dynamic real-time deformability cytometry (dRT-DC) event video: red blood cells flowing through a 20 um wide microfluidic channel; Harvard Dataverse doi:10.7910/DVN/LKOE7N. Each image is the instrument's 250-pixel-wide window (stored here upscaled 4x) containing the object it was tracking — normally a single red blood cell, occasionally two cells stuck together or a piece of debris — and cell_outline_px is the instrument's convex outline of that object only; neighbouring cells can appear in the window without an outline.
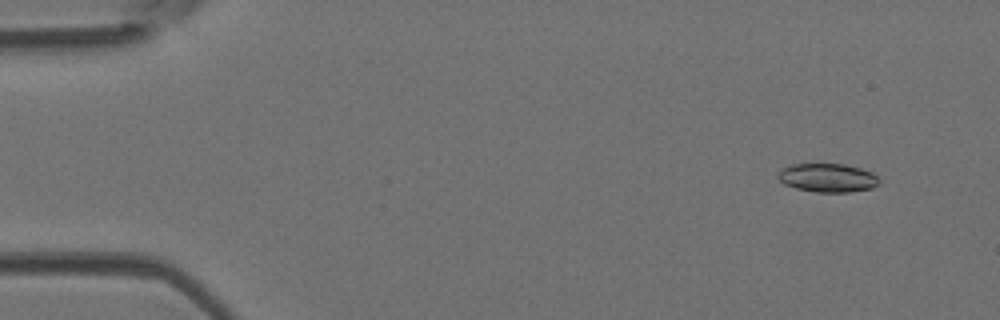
{"species": "Egyptian fruit bat (a non-hibernating species)", "species_latin": "Rousettus aegyptiacus", "temperature_condition": "room temperature", "stored_images_in_passage": 48, "camera_frame_rate_fps": 3000, "um_per_image_px": 0.085, "animal": {"sex": "female"}, "frame": {"image": 1, "passage_image": 4, "time_ms": 1.0, "image_size_px": [1000, 320], "cell_outline_px": [[880, 180], [872, 188], [848, 192], [816, 192], [796, 188], [784, 184], [776, 176], [788, 164], [844, 164], [860, 168], [872, 172]], "centroid_in_image_um": [70.34, 15.11], "position_along_channel_um": 14.7, "area_um2": 16.76}}
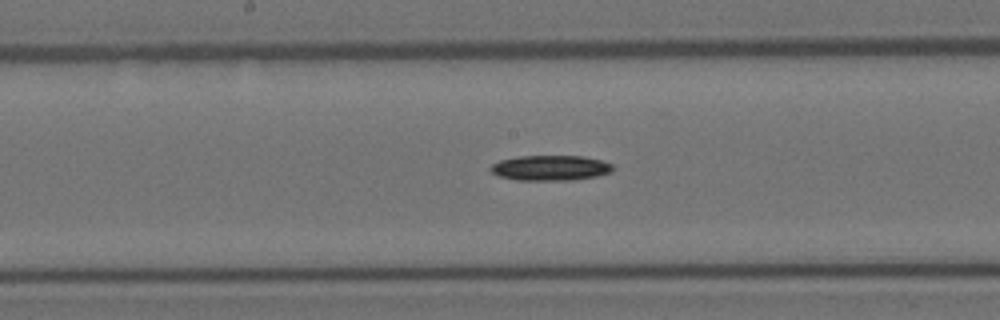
{"frame": {"image": 2, "passage_image": 25, "time_ms": 8.0, "image_size_px": [1000, 320], "cell_outline_px": [[616, 168], [612, 172], [596, 176], [572, 180], [516, 180], [500, 176], [492, 172], [488, 168], [492, 164], [500, 160], [520, 156], [584, 156], [600, 160], [612, 164]], "centroid_in_image_um": [46.8, 14.27], "position_along_channel_um": 201.4, "area_um2": 18.03}}
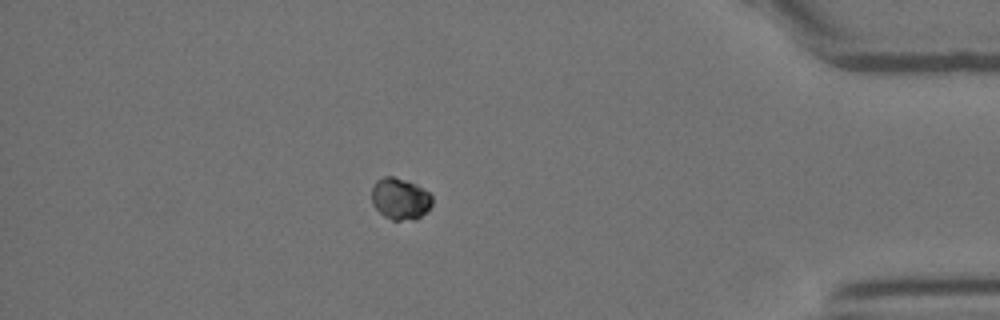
{"frame": {"image": 3, "passage_image": 42, "time_ms": 13.667, "image_size_px": [1000, 320], "cell_outline_px": [[432, 204], [428, 212], [416, 220], [392, 220], [384, 216], [372, 204], [372, 188], [376, 180], [384, 176], [392, 176], [408, 180], [416, 184], [428, 192], [432, 196]], "centroid_in_image_um": [34.03, 16.9], "position_along_channel_um": 401.2, "area_um2": 14.91}}